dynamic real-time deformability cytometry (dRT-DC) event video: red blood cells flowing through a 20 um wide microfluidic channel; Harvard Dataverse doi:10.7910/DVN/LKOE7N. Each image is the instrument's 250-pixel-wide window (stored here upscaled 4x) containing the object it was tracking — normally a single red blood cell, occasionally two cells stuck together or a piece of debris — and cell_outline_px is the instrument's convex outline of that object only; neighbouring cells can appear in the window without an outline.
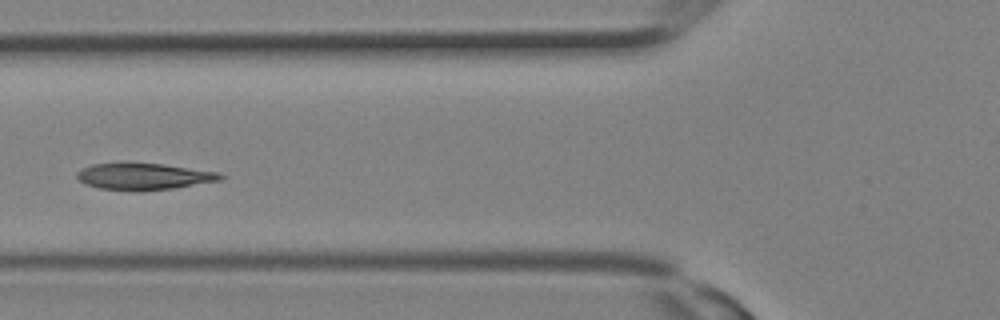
{"species": "Egyptian fruit bat (a non-hibernating species)", "species_latin": "Rousettus aegyptiacus", "temperature_condition": "room temperature", "stored_images_in_passage": 13, "camera_frame_rate_fps": 3000, "um_per_image_px": 0.085, "animal": {"sex": "female"}, "frame": {"image": 1, "passage_image": 10, "time_ms": 3.0, "image_size_px": [1000, 320], "cell_outline_px": [[228, 176], [220, 180], [172, 188], [140, 192], [100, 188], [84, 184], [76, 176], [76, 172], [92, 164], [164, 164], [216, 172]], "centroid_in_image_um": [12.22, 15.02], "position_along_channel_um": 113.6, "area_um2": 21.91}}
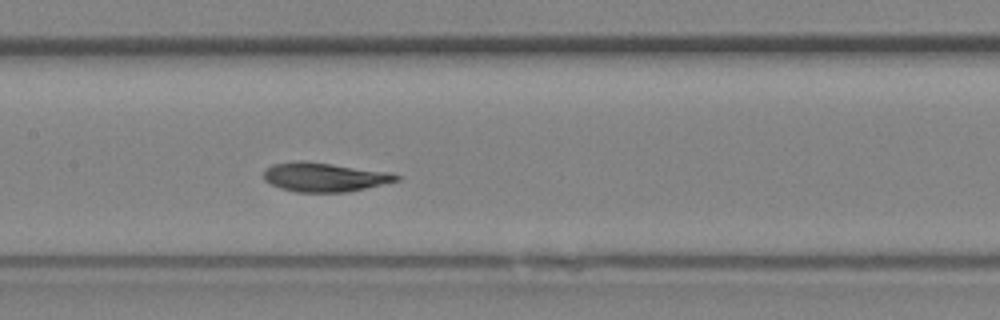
{"frame": {"image": 2, "passage_image": 13, "time_ms": 4.0, "image_size_px": [1000, 320], "cell_outline_px": [[400, 180], [348, 192], [296, 192], [280, 188], [264, 180], [264, 168], [272, 164], [300, 160], [332, 164], [392, 172], [400, 176]], "centroid_in_image_um": [27.57, 15.05], "position_along_channel_um": 179.8, "area_um2": 22.54}}